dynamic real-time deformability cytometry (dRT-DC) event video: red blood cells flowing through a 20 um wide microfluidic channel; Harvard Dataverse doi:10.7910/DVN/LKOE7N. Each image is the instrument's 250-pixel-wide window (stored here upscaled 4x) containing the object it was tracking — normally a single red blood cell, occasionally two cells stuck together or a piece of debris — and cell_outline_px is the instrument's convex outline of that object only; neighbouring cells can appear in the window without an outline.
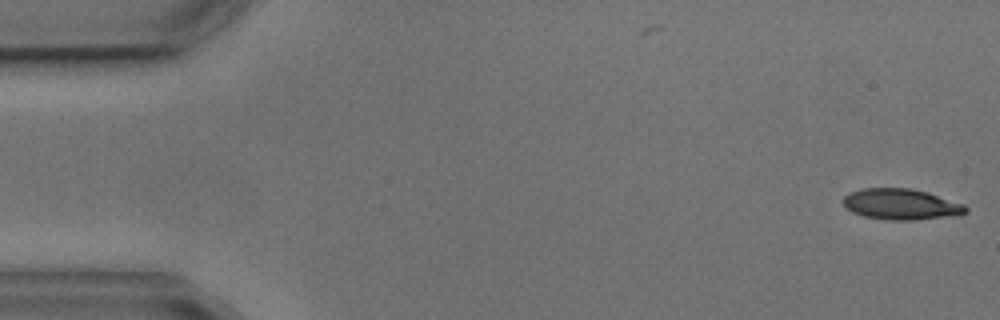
{"species": "common noctule bat (a hibernating species)", "species_latin": "Nyctalus noctula", "temperature_condition": "cold", "stored_images_in_passage": 4, "camera_frame_rate_fps": 3000, "um_per_image_px": 0.085, "animal": {"sex": "male", "body_mass_g": 17.9, "forearm_length_mm": 54.2}, "frame": {"image": 1, "passage_image": 1, "time_ms": 0.0, "image_size_px": [1000, 320], "cell_outline_px": [[968, 212], [960, 216], [912, 220], [888, 220], [864, 216], [852, 212], [844, 204], [844, 196], [860, 188], [908, 188], [928, 192], [964, 204], [968, 208]], "centroid_in_image_um": [76.66, 17.37], "position_along_channel_um": 8.3, "area_um2": 22.2}}
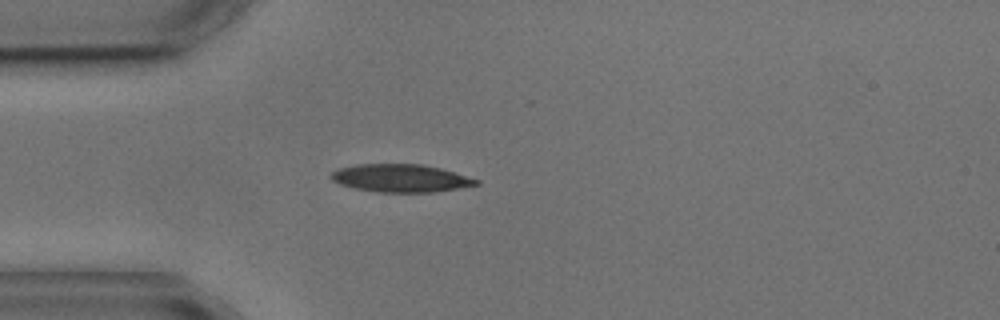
{"frame": {"image": 2, "passage_image": 4, "time_ms": 4.333, "image_size_px": [1000, 320], "cell_outline_px": [[480, 184], [432, 192], [376, 192], [352, 188], [340, 184], [332, 180], [328, 176], [332, 172], [340, 168], [356, 164], [424, 164], [440, 168], [480, 180]], "centroid_in_image_um": [34.02, 15.14], "position_along_channel_um": 51.0, "area_um2": 23.52}}